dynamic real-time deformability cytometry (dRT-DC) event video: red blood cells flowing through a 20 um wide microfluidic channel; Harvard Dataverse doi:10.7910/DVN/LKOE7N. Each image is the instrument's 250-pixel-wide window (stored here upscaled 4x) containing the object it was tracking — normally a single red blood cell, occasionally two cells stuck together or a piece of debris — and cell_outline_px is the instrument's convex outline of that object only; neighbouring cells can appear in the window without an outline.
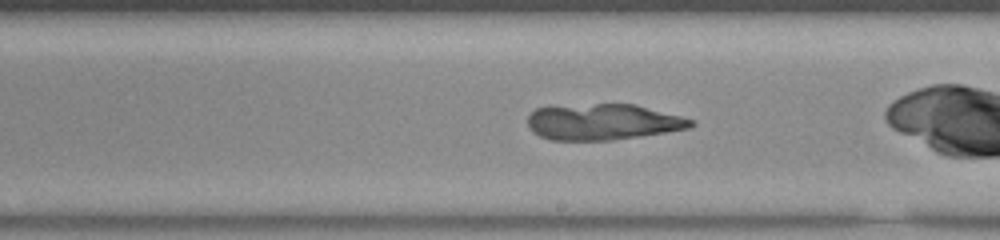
{"species": "common noctule bat (a hibernating species)", "species_latin": "Nyctalus noctula", "temperature_condition": "room temperature", "stored_images_in_passage": 37, "camera_frame_rate_fps": 3000, "um_per_image_px": 0.085, "animal": {"sex": "male", "body_mass_g": 20.0, "forearm_length_mm": 53.3}, "frame": {"image": 1, "passage_image": 19, "time_ms": 6.0, "image_size_px": [1000, 240], "cell_outline_px": [[692, 124], [684, 128], [660, 132], [604, 140], [556, 140], [540, 136], [528, 124], [528, 116], [536, 108], [600, 104], [632, 104], [692, 120]], "centroid_in_image_um": [51.14, 10.36], "position_along_channel_um": 237.9, "area_um2": 32.54}}